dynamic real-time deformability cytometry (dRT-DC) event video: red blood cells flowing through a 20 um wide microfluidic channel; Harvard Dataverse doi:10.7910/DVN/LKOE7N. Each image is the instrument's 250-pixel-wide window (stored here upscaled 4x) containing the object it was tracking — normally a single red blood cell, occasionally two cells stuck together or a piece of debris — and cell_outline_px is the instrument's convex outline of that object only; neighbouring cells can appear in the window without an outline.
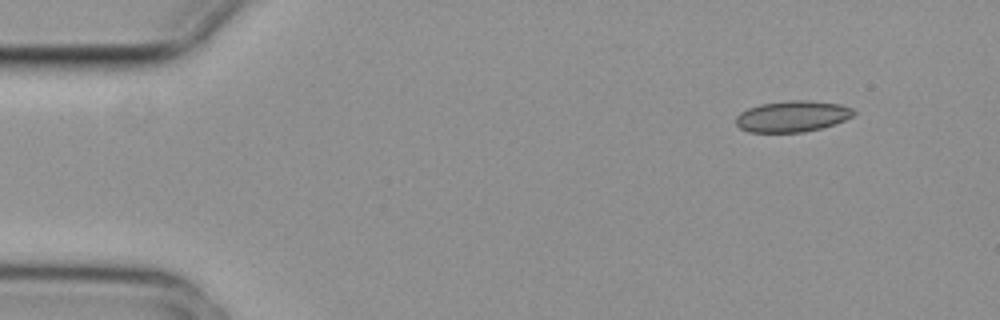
{"species": "common noctule bat (a hibernating species)", "species_latin": "Nyctalus noctula", "temperature_condition": "cold", "stored_images_in_passage": 5, "camera_frame_rate_fps": 3000, "um_per_image_px": 0.085, "animal": {"sex": "female", "body_mass_g": 29.2, "forearm_length_mm": 56.3}, "frame": {"image": 1, "passage_image": 1, "time_ms": 0.0, "image_size_px": [1000, 320], "cell_outline_px": [[856, 112], [852, 116], [844, 120], [820, 128], [804, 132], [748, 132], [740, 128], [736, 124], [736, 116], [740, 112], [748, 108], [760, 104], [788, 100], [808, 100], [840, 104], [852, 108]], "centroid_in_image_um": [67.32, 9.88], "position_along_channel_um": 17.7, "area_um2": 21.33}}
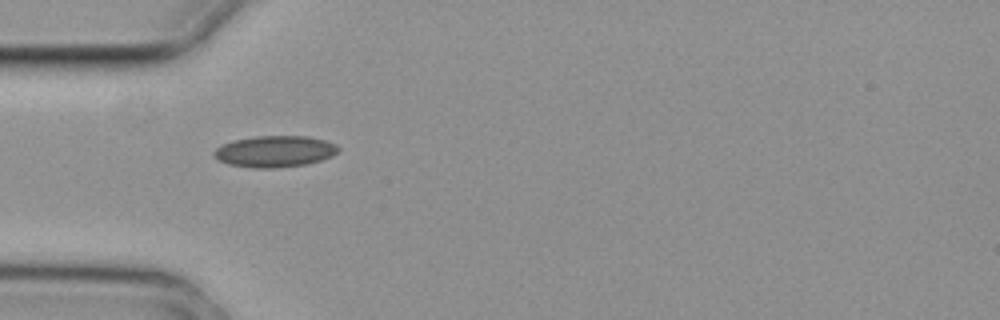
{"frame": {"image": 2, "passage_image": 4, "time_ms": 1.0, "image_size_px": [1000, 320], "cell_outline_px": [[340, 148], [332, 156], [320, 160], [304, 164], [276, 168], [252, 168], [228, 164], [216, 160], [212, 156], [212, 152], [216, 148], [224, 144], [236, 140], [256, 136], [308, 136], [324, 140], [336, 144]], "centroid_in_image_um": [23.32, 12.87], "position_along_channel_um": 61.7, "area_um2": 22.72}}
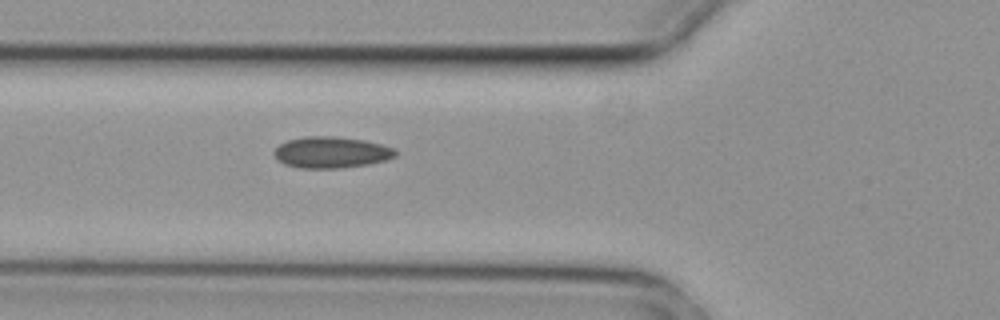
{"frame": {"image": 3, "passage_image": 5, "time_ms": 1.333, "image_size_px": [1000, 320], "cell_outline_px": [[396, 156], [384, 160], [368, 164], [340, 168], [300, 168], [284, 164], [276, 160], [272, 152], [280, 144], [288, 140], [304, 136], [332, 136], [364, 140], [380, 144], [392, 148], [396, 152]], "centroid_in_image_um": [28.09, 12.95], "position_along_channel_um": 97.7, "area_um2": 22.08}}